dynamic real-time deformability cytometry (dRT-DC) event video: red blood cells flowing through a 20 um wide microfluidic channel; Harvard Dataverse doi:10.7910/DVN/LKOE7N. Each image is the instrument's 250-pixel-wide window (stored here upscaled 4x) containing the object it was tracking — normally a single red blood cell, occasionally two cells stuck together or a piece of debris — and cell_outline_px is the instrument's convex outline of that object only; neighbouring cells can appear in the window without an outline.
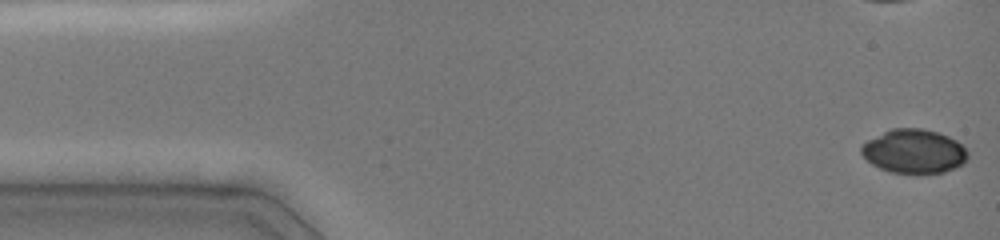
{"species": "common noctule bat (a hibernating species)", "species_latin": "Nyctalus noctula", "temperature_condition": "cold", "stored_images_in_passage": 59, "camera_frame_rate_fps": 3000, "um_per_image_px": 0.085, "animal": {"sex": "female", "body_mass_g": 19.0, "forearm_length_mm": 51.5}, "frame": {"image": 1, "passage_image": 1, "time_ms": 0.0, "image_size_px": [1000, 240], "cell_outline_px": [[968, 160], [956, 168], [944, 172], [892, 172], [880, 168], [872, 164], [860, 152], [860, 148], [868, 140], [892, 128], [924, 128], [948, 136], [956, 140], [968, 152]], "centroid_in_image_um": [77.71, 12.85], "position_along_channel_um": 7.3, "area_um2": 26.93}}